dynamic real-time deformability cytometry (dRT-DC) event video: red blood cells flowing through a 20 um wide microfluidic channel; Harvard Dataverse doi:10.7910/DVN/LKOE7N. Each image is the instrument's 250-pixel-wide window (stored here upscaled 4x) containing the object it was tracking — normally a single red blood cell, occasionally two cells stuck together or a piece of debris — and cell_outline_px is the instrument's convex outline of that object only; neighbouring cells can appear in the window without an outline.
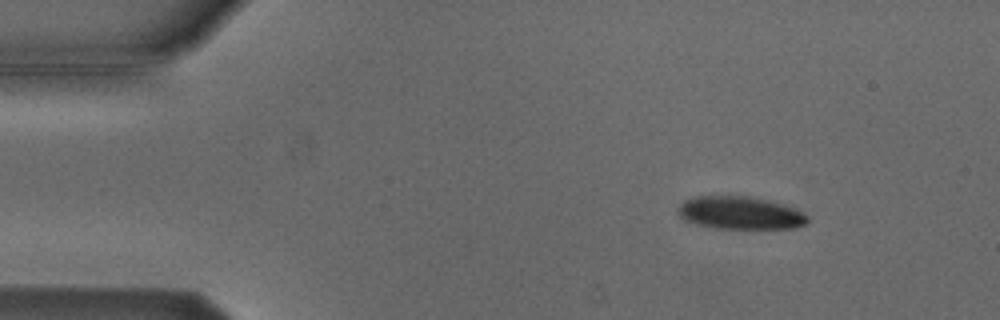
{"species": "Egyptian fruit bat (a non-hibernating species)", "species_latin": "Rousettus aegyptiacus", "temperature_condition": "cold", "stored_images_in_passage": 5, "camera_frame_rate_fps": 3000, "um_per_image_px": 0.085, "animal": {"sex": "male"}, "frame": {"image": 1, "passage_image": 2, "time_ms": 1.333, "image_size_px": [1000, 320], "cell_outline_px": [[808, 220], [804, 224], [796, 228], [716, 228], [696, 224], [684, 220], [680, 216], [676, 208], [684, 200], [696, 196], [752, 196], [768, 200], [804, 212], [808, 216]], "centroid_in_image_um": [62.88, 18.09], "position_along_channel_um": 22.1, "area_um2": 24.68}}
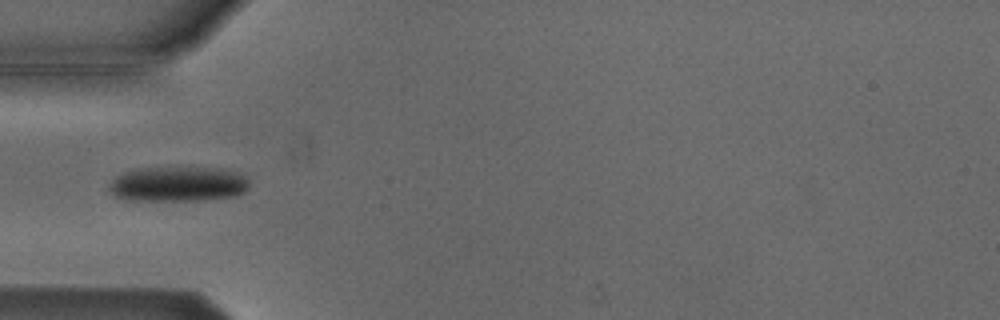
{"frame": {"image": 2, "passage_image": 5, "time_ms": 4.667, "image_size_px": [1000, 320], "cell_outline_px": [[248, 188], [244, 192], [236, 196], [200, 200], [128, 200], [116, 196], [108, 192], [108, 188], [112, 180], [116, 176], [124, 172], [148, 168], [224, 168], [236, 172], [244, 176], [248, 180]], "centroid_in_image_um": [15.14, 15.65], "position_along_channel_um": 69.9, "area_um2": 28.44}}